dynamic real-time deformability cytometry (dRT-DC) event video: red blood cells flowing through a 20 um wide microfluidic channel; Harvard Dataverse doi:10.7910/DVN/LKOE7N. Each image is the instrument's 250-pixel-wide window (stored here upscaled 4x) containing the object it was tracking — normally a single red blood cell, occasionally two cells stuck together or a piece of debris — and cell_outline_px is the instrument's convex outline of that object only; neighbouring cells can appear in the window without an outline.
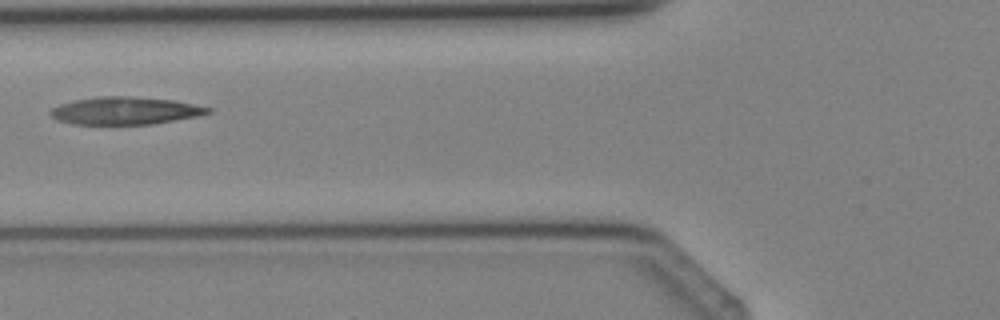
{"species": "Egyptian fruit bat (a non-hibernating species)", "species_latin": "Rousettus aegyptiacus", "temperature_condition": "cold", "stored_images_in_passage": 3, "camera_frame_rate_fps": 3000, "um_per_image_px": 0.085, "animal": {"sex": "female"}, "frame": {"image": 1, "passage_image": 3, "time_ms": 2.333, "image_size_px": [1000, 320], "cell_outline_px": [[212, 112], [196, 116], [152, 124], [72, 124], [56, 120], [48, 112], [52, 108], [60, 104], [76, 100], [100, 96], [124, 96], [172, 100], [212, 108]], "centroid_in_image_um": [10.6, 9.41], "position_along_channel_um": 115.2, "area_um2": 25.03}}